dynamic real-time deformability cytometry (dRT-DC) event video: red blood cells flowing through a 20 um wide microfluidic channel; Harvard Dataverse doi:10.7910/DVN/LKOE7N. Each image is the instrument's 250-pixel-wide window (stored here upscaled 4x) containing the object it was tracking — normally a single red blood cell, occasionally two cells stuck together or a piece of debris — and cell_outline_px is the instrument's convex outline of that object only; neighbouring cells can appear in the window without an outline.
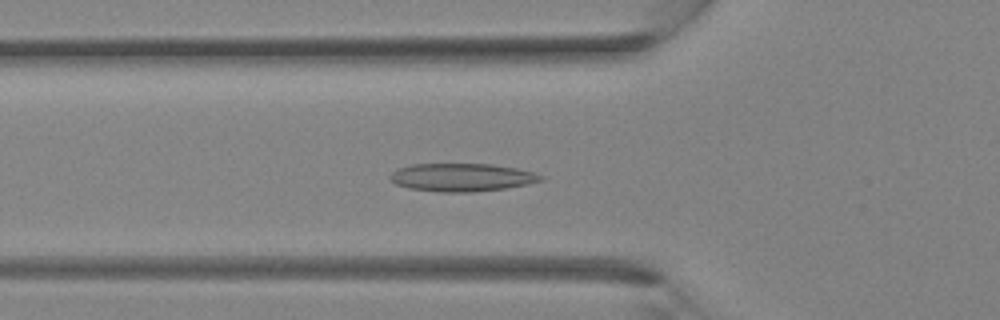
{"species": "Egyptian fruit bat (a non-hibernating species)", "species_latin": "Rousettus aegyptiacus", "temperature_condition": "room temperature", "stored_images_in_passage": 36, "camera_frame_rate_fps": 3000, "um_per_image_px": 0.085, "animal": {"sex": "female"}, "frame": {"image": 1, "passage_image": 13, "time_ms": 4.0, "image_size_px": [1000, 320], "cell_outline_px": [[544, 180], [528, 184], [504, 188], [472, 192], [436, 192], [408, 188], [396, 184], [388, 176], [396, 168], [412, 164], [492, 164], [516, 168], [532, 172], [544, 176]], "centroid_in_image_um": [39.23, 15.07], "position_along_channel_um": 86.6, "area_um2": 24.68}}
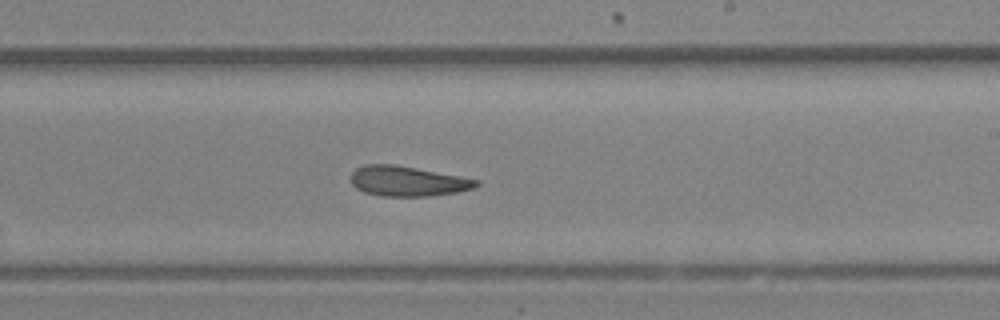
{"frame": {"image": 2, "passage_image": 22, "time_ms": 7.0, "image_size_px": [1000, 320], "cell_outline_px": [[480, 184], [476, 188], [456, 192], [432, 196], [380, 196], [364, 192], [356, 188], [352, 184], [348, 176], [356, 168], [364, 164], [392, 164], [416, 168], [460, 176], [480, 180]], "centroid_in_image_um": [34.63, 15.4], "position_along_channel_um": 254.4, "area_um2": 22.2}}
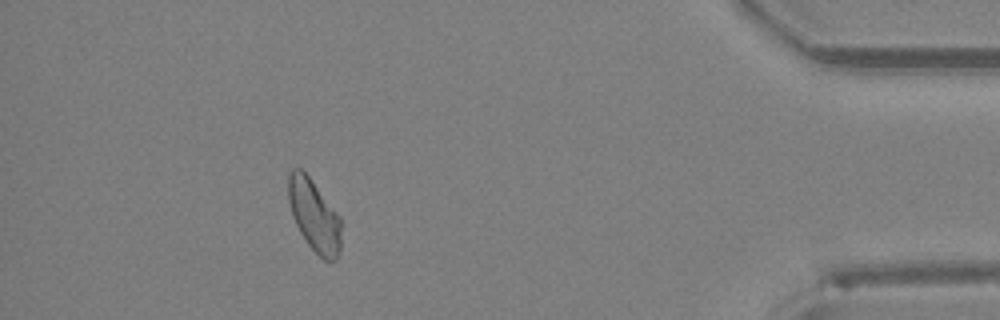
{"frame": {"image": 3, "passage_image": 33, "time_ms": 10.667, "image_size_px": [1000, 320], "cell_outline_px": [[340, 256], [336, 260], [324, 260], [308, 244], [300, 232], [292, 216], [288, 200], [288, 172], [292, 168], [300, 168], [308, 176], [340, 216]], "centroid_in_image_um": [26.69, 18.32], "position_along_channel_um": 408.5, "area_um2": 21.96}}